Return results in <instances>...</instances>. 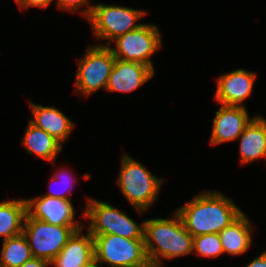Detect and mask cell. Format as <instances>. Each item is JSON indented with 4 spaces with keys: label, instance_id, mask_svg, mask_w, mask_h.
Returning a JSON list of instances; mask_svg holds the SVG:
<instances>
[{
    "label": "cell",
    "instance_id": "52a82bcc",
    "mask_svg": "<svg viewBox=\"0 0 266 267\" xmlns=\"http://www.w3.org/2000/svg\"><path fill=\"white\" fill-rule=\"evenodd\" d=\"M83 228L84 226L53 225L27 214L22 233L33 257L50 263L65 247L72 235Z\"/></svg>",
    "mask_w": 266,
    "mask_h": 267
},
{
    "label": "cell",
    "instance_id": "30bf717a",
    "mask_svg": "<svg viewBox=\"0 0 266 267\" xmlns=\"http://www.w3.org/2000/svg\"><path fill=\"white\" fill-rule=\"evenodd\" d=\"M27 214L38 220L60 226H83L75 221L72 200L52 198L45 195L27 199Z\"/></svg>",
    "mask_w": 266,
    "mask_h": 267
},
{
    "label": "cell",
    "instance_id": "7402d4cb",
    "mask_svg": "<svg viewBox=\"0 0 266 267\" xmlns=\"http://www.w3.org/2000/svg\"><path fill=\"white\" fill-rule=\"evenodd\" d=\"M73 178V175L68 172L67 169H61V171L58 170L57 173L52 176V179L50 181L51 183L49 184L50 192L45 194V196L71 200L69 198V193L70 191H72L73 182L76 181V177L74 179ZM52 184H55V186L58 184L60 187L57 185L58 189L53 190Z\"/></svg>",
    "mask_w": 266,
    "mask_h": 267
},
{
    "label": "cell",
    "instance_id": "9a60e30c",
    "mask_svg": "<svg viewBox=\"0 0 266 267\" xmlns=\"http://www.w3.org/2000/svg\"><path fill=\"white\" fill-rule=\"evenodd\" d=\"M29 105L33 114V118L29 122L63 144L75 124L55 107L41 106L32 102H29Z\"/></svg>",
    "mask_w": 266,
    "mask_h": 267
},
{
    "label": "cell",
    "instance_id": "ac0fdd59",
    "mask_svg": "<svg viewBox=\"0 0 266 267\" xmlns=\"http://www.w3.org/2000/svg\"><path fill=\"white\" fill-rule=\"evenodd\" d=\"M27 153L36 154L44 160L54 163L56 156L62 150V144L53 136L29 122L22 138Z\"/></svg>",
    "mask_w": 266,
    "mask_h": 267
},
{
    "label": "cell",
    "instance_id": "4316f807",
    "mask_svg": "<svg viewBox=\"0 0 266 267\" xmlns=\"http://www.w3.org/2000/svg\"><path fill=\"white\" fill-rule=\"evenodd\" d=\"M87 267H101V265L94 261L92 264H90Z\"/></svg>",
    "mask_w": 266,
    "mask_h": 267
},
{
    "label": "cell",
    "instance_id": "ffe728a7",
    "mask_svg": "<svg viewBox=\"0 0 266 267\" xmlns=\"http://www.w3.org/2000/svg\"><path fill=\"white\" fill-rule=\"evenodd\" d=\"M0 253V267H21L33 258L23 233L3 240Z\"/></svg>",
    "mask_w": 266,
    "mask_h": 267
},
{
    "label": "cell",
    "instance_id": "ba28073f",
    "mask_svg": "<svg viewBox=\"0 0 266 267\" xmlns=\"http://www.w3.org/2000/svg\"><path fill=\"white\" fill-rule=\"evenodd\" d=\"M162 36L154 24H143L138 29L114 39L115 47L108 48L116 59L138 62L150 67L154 72L151 56L162 46Z\"/></svg>",
    "mask_w": 266,
    "mask_h": 267
},
{
    "label": "cell",
    "instance_id": "7a4b0ae2",
    "mask_svg": "<svg viewBox=\"0 0 266 267\" xmlns=\"http://www.w3.org/2000/svg\"><path fill=\"white\" fill-rule=\"evenodd\" d=\"M144 240L150 264L162 266L163 258L173 259L193 253V236L175 211L173 218L144 220Z\"/></svg>",
    "mask_w": 266,
    "mask_h": 267
},
{
    "label": "cell",
    "instance_id": "5bb4252c",
    "mask_svg": "<svg viewBox=\"0 0 266 267\" xmlns=\"http://www.w3.org/2000/svg\"><path fill=\"white\" fill-rule=\"evenodd\" d=\"M76 231L65 247L50 262L53 267H87L95 261L93 236Z\"/></svg>",
    "mask_w": 266,
    "mask_h": 267
},
{
    "label": "cell",
    "instance_id": "d4e9b609",
    "mask_svg": "<svg viewBox=\"0 0 266 267\" xmlns=\"http://www.w3.org/2000/svg\"><path fill=\"white\" fill-rule=\"evenodd\" d=\"M50 263L41 258H32L29 261H26L21 267H48Z\"/></svg>",
    "mask_w": 266,
    "mask_h": 267
},
{
    "label": "cell",
    "instance_id": "277c9868",
    "mask_svg": "<svg viewBox=\"0 0 266 267\" xmlns=\"http://www.w3.org/2000/svg\"><path fill=\"white\" fill-rule=\"evenodd\" d=\"M87 7L80 13L90 21L95 38L108 39L107 44H97L101 46H109L110 41L138 29L143 24L136 22L146 15V11L114 4L101 3Z\"/></svg>",
    "mask_w": 266,
    "mask_h": 267
},
{
    "label": "cell",
    "instance_id": "d6986e66",
    "mask_svg": "<svg viewBox=\"0 0 266 267\" xmlns=\"http://www.w3.org/2000/svg\"><path fill=\"white\" fill-rule=\"evenodd\" d=\"M26 215V199L0 202V237L5 240L21 234Z\"/></svg>",
    "mask_w": 266,
    "mask_h": 267
},
{
    "label": "cell",
    "instance_id": "484cf974",
    "mask_svg": "<svg viewBox=\"0 0 266 267\" xmlns=\"http://www.w3.org/2000/svg\"><path fill=\"white\" fill-rule=\"evenodd\" d=\"M245 267H266V250L262 252L259 256L255 257Z\"/></svg>",
    "mask_w": 266,
    "mask_h": 267
},
{
    "label": "cell",
    "instance_id": "e0dca14e",
    "mask_svg": "<svg viewBox=\"0 0 266 267\" xmlns=\"http://www.w3.org/2000/svg\"><path fill=\"white\" fill-rule=\"evenodd\" d=\"M253 229L250 219L244 212L229 226L219 232L223 252L229 255H242L250 247L252 243Z\"/></svg>",
    "mask_w": 266,
    "mask_h": 267
},
{
    "label": "cell",
    "instance_id": "5b68a950",
    "mask_svg": "<svg viewBox=\"0 0 266 267\" xmlns=\"http://www.w3.org/2000/svg\"><path fill=\"white\" fill-rule=\"evenodd\" d=\"M84 214L88 223L87 231L91 235L113 234L128 239H144V221L138 225L133 219L112 205L87 198Z\"/></svg>",
    "mask_w": 266,
    "mask_h": 267
},
{
    "label": "cell",
    "instance_id": "603a6c76",
    "mask_svg": "<svg viewBox=\"0 0 266 267\" xmlns=\"http://www.w3.org/2000/svg\"><path fill=\"white\" fill-rule=\"evenodd\" d=\"M89 0H57V5L61 10L77 11L83 6H87Z\"/></svg>",
    "mask_w": 266,
    "mask_h": 267
},
{
    "label": "cell",
    "instance_id": "3957f363",
    "mask_svg": "<svg viewBox=\"0 0 266 267\" xmlns=\"http://www.w3.org/2000/svg\"><path fill=\"white\" fill-rule=\"evenodd\" d=\"M117 183L127 201L141 214L157 200L162 179L124 153Z\"/></svg>",
    "mask_w": 266,
    "mask_h": 267
},
{
    "label": "cell",
    "instance_id": "83f0119b",
    "mask_svg": "<svg viewBox=\"0 0 266 267\" xmlns=\"http://www.w3.org/2000/svg\"><path fill=\"white\" fill-rule=\"evenodd\" d=\"M148 267H162V266H158V265H152V264H150Z\"/></svg>",
    "mask_w": 266,
    "mask_h": 267
},
{
    "label": "cell",
    "instance_id": "9c48e42d",
    "mask_svg": "<svg viewBox=\"0 0 266 267\" xmlns=\"http://www.w3.org/2000/svg\"><path fill=\"white\" fill-rule=\"evenodd\" d=\"M115 59L108 46H89L83 58L79 59L74 90L84 97L101 88L106 90Z\"/></svg>",
    "mask_w": 266,
    "mask_h": 267
},
{
    "label": "cell",
    "instance_id": "44dd1931",
    "mask_svg": "<svg viewBox=\"0 0 266 267\" xmlns=\"http://www.w3.org/2000/svg\"><path fill=\"white\" fill-rule=\"evenodd\" d=\"M193 253L208 258H217L222 255L224 252L219 234L211 233L194 237Z\"/></svg>",
    "mask_w": 266,
    "mask_h": 267
},
{
    "label": "cell",
    "instance_id": "7c38bea8",
    "mask_svg": "<svg viewBox=\"0 0 266 267\" xmlns=\"http://www.w3.org/2000/svg\"><path fill=\"white\" fill-rule=\"evenodd\" d=\"M215 114L210 137L212 145L235 141L253 118L249 116L245 106L222 105Z\"/></svg>",
    "mask_w": 266,
    "mask_h": 267
},
{
    "label": "cell",
    "instance_id": "6da1fadb",
    "mask_svg": "<svg viewBox=\"0 0 266 267\" xmlns=\"http://www.w3.org/2000/svg\"><path fill=\"white\" fill-rule=\"evenodd\" d=\"M176 212L193 237L219 233L243 213L239 206L219 191L204 190Z\"/></svg>",
    "mask_w": 266,
    "mask_h": 267
},
{
    "label": "cell",
    "instance_id": "cb8c5ba5",
    "mask_svg": "<svg viewBox=\"0 0 266 267\" xmlns=\"http://www.w3.org/2000/svg\"><path fill=\"white\" fill-rule=\"evenodd\" d=\"M19 8L27 10L30 8V6L33 7H38L40 8H48V5L53 1V0H14Z\"/></svg>",
    "mask_w": 266,
    "mask_h": 267
},
{
    "label": "cell",
    "instance_id": "8992f818",
    "mask_svg": "<svg viewBox=\"0 0 266 267\" xmlns=\"http://www.w3.org/2000/svg\"><path fill=\"white\" fill-rule=\"evenodd\" d=\"M95 262L111 267H148L150 265L144 239H128L122 236L92 235Z\"/></svg>",
    "mask_w": 266,
    "mask_h": 267
},
{
    "label": "cell",
    "instance_id": "8fae6325",
    "mask_svg": "<svg viewBox=\"0 0 266 267\" xmlns=\"http://www.w3.org/2000/svg\"><path fill=\"white\" fill-rule=\"evenodd\" d=\"M257 74L239 68L217 79L215 100L221 105L242 106L251 94Z\"/></svg>",
    "mask_w": 266,
    "mask_h": 267
},
{
    "label": "cell",
    "instance_id": "2e32d148",
    "mask_svg": "<svg viewBox=\"0 0 266 267\" xmlns=\"http://www.w3.org/2000/svg\"><path fill=\"white\" fill-rule=\"evenodd\" d=\"M237 140H240L241 164L263 157L266 160V119L261 115L253 116Z\"/></svg>",
    "mask_w": 266,
    "mask_h": 267
},
{
    "label": "cell",
    "instance_id": "4fadbf2b",
    "mask_svg": "<svg viewBox=\"0 0 266 267\" xmlns=\"http://www.w3.org/2000/svg\"><path fill=\"white\" fill-rule=\"evenodd\" d=\"M154 73L150 67L144 64L115 59L106 90L124 93L135 91L150 80Z\"/></svg>",
    "mask_w": 266,
    "mask_h": 267
}]
</instances>
